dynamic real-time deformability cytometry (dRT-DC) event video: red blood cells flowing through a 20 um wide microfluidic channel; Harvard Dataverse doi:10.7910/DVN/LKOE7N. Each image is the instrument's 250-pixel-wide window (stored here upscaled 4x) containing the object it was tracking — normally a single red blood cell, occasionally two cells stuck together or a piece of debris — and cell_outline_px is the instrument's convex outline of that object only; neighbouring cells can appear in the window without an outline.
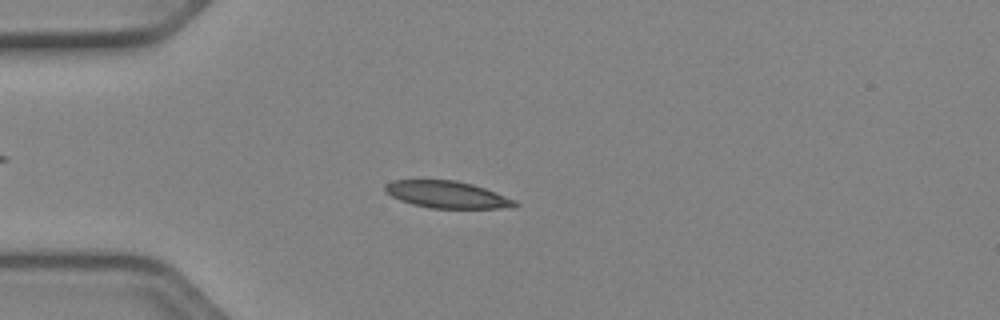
{"species": "Egyptian fruit bat (a non-hibernating species)", "species_latin": "Rousettus aegyptiacus", "temperature_condition": "cold", "stored_images_in_passage": 52, "camera_frame_rate_fps": 3000, "um_per_image_px": 0.085, "animal": {"sex": "female"}, "frame": {"image": 1, "passage_image": 14, "time_ms": 4.333, "image_size_px": [1000, 320], "cell_outline_px": [[520, 204], [516, 208], [432, 208], [412, 204], [400, 200], [384, 192], [384, 184], [392, 180], [456, 180], [472, 184], [484, 188], [516, 200]], "centroid_in_image_um": [38.01, 16.54], "position_along_channel_um": 47.0, "area_um2": 20.52}}
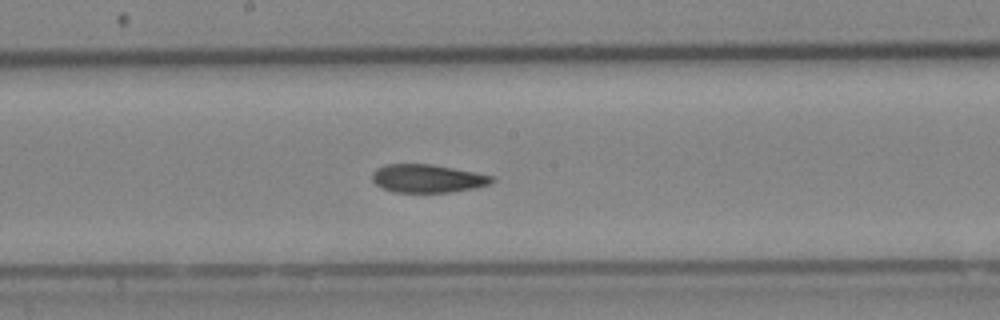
{"frame": {"image": 2, "passage_image": 28, "time_ms": 9.0, "image_size_px": [1000, 320], "cell_outline_px": [[496, 180], [488, 184], [472, 188], [448, 192], [396, 192], [384, 188], [376, 184], [372, 180], [372, 172], [376, 168], [384, 164], [432, 164], [492, 176]], "centroid_in_image_um": [36.28, 15.16], "position_along_channel_um": 211.9, "area_um2": 19.36}}
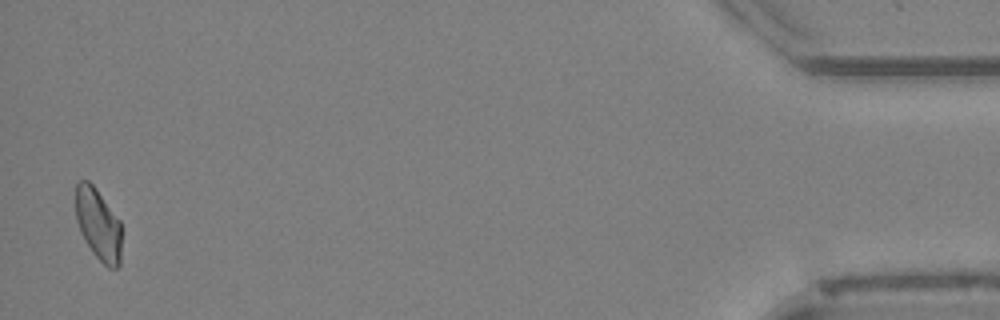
{"frame": {"image": 3, "passage_image": 51, "time_ms": 16.667, "image_size_px": [1000, 320], "cell_outline_px": [[120, 264], [116, 268], [108, 268], [92, 252], [84, 240], [80, 232], [76, 220], [76, 184], [80, 180], [88, 180], [92, 184], [120, 220]], "centroid_in_image_um": [8.33, 19.07], "position_along_channel_um": 426.9, "area_um2": 19.02}, "authors_computed_cell_mechanics": {"area_um2": 19.9121, "velocity_mm_per_s": 3.9321, "shape_relaxation_time_tau1_ms": 4.7613, "shape_relaxation_time_tau2_ms": 3.4508, "deformation_change_tau1": 0.134, "deformation_change_tau2": 0.0915}}